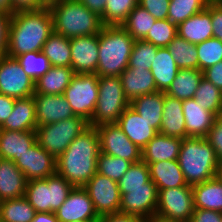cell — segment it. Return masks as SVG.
<instances>
[{"instance_id":"obj_13","label":"cell","mask_w":222,"mask_h":222,"mask_svg":"<svg viewBox=\"0 0 222 222\" xmlns=\"http://www.w3.org/2000/svg\"><path fill=\"white\" fill-rule=\"evenodd\" d=\"M96 130L100 140V152L132 163L142 160V151L130 141L116 123L98 125Z\"/></svg>"},{"instance_id":"obj_6","label":"cell","mask_w":222,"mask_h":222,"mask_svg":"<svg viewBox=\"0 0 222 222\" xmlns=\"http://www.w3.org/2000/svg\"><path fill=\"white\" fill-rule=\"evenodd\" d=\"M99 95L89 126L116 123L130 102L124 95L119 76H99Z\"/></svg>"},{"instance_id":"obj_30","label":"cell","mask_w":222,"mask_h":222,"mask_svg":"<svg viewBox=\"0 0 222 222\" xmlns=\"http://www.w3.org/2000/svg\"><path fill=\"white\" fill-rule=\"evenodd\" d=\"M150 71L153 75L157 91L166 92L177 76L179 68L170 51L164 47L158 48Z\"/></svg>"},{"instance_id":"obj_29","label":"cell","mask_w":222,"mask_h":222,"mask_svg":"<svg viewBox=\"0 0 222 222\" xmlns=\"http://www.w3.org/2000/svg\"><path fill=\"white\" fill-rule=\"evenodd\" d=\"M75 75L71 67L51 68L35 81L34 94L62 95Z\"/></svg>"},{"instance_id":"obj_48","label":"cell","mask_w":222,"mask_h":222,"mask_svg":"<svg viewBox=\"0 0 222 222\" xmlns=\"http://www.w3.org/2000/svg\"><path fill=\"white\" fill-rule=\"evenodd\" d=\"M205 138L214 148L217 156L220 157L222 155V116L215 118Z\"/></svg>"},{"instance_id":"obj_10","label":"cell","mask_w":222,"mask_h":222,"mask_svg":"<svg viewBox=\"0 0 222 222\" xmlns=\"http://www.w3.org/2000/svg\"><path fill=\"white\" fill-rule=\"evenodd\" d=\"M98 78L97 74H75L63 94L74 115L88 122L92 118L98 100Z\"/></svg>"},{"instance_id":"obj_1","label":"cell","mask_w":222,"mask_h":222,"mask_svg":"<svg viewBox=\"0 0 222 222\" xmlns=\"http://www.w3.org/2000/svg\"><path fill=\"white\" fill-rule=\"evenodd\" d=\"M100 140L96 127L89 126L56 159V173L73 187H84L97 173Z\"/></svg>"},{"instance_id":"obj_28","label":"cell","mask_w":222,"mask_h":222,"mask_svg":"<svg viewBox=\"0 0 222 222\" xmlns=\"http://www.w3.org/2000/svg\"><path fill=\"white\" fill-rule=\"evenodd\" d=\"M151 181L158 191L167 188L184 187L187 184L178 160L160 161L147 164Z\"/></svg>"},{"instance_id":"obj_58","label":"cell","mask_w":222,"mask_h":222,"mask_svg":"<svg viewBox=\"0 0 222 222\" xmlns=\"http://www.w3.org/2000/svg\"><path fill=\"white\" fill-rule=\"evenodd\" d=\"M0 10L10 14V0H0Z\"/></svg>"},{"instance_id":"obj_43","label":"cell","mask_w":222,"mask_h":222,"mask_svg":"<svg viewBox=\"0 0 222 222\" xmlns=\"http://www.w3.org/2000/svg\"><path fill=\"white\" fill-rule=\"evenodd\" d=\"M24 72L34 81L43 76L50 68V61L41 51L28 52L16 57Z\"/></svg>"},{"instance_id":"obj_4","label":"cell","mask_w":222,"mask_h":222,"mask_svg":"<svg viewBox=\"0 0 222 222\" xmlns=\"http://www.w3.org/2000/svg\"><path fill=\"white\" fill-rule=\"evenodd\" d=\"M48 8L52 15L53 31L66 38L99 34L104 27L101 17L79 0H59Z\"/></svg>"},{"instance_id":"obj_33","label":"cell","mask_w":222,"mask_h":222,"mask_svg":"<svg viewBox=\"0 0 222 222\" xmlns=\"http://www.w3.org/2000/svg\"><path fill=\"white\" fill-rule=\"evenodd\" d=\"M202 77L203 72L199 69H179L165 94L179 100L194 98Z\"/></svg>"},{"instance_id":"obj_57","label":"cell","mask_w":222,"mask_h":222,"mask_svg":"<svg viewBox=\"0 0 222 222\" xmlns=\"http://www.w3.org/2000/svg\"><path fill=\"white\" fill-rule=\"evenodd\" d=\"M32 222H59L54 212H36Z\"/></svg>"},{"instance_id":"obj_61","label":"cell","mask_w":222,"mask_h":222,"mask_svg":"<svg viewBox=\"0 0 222 222\" xmlns=\"http://www.w3.org/2000/svg\"><path fill=\"white\" fill-rule=\"evenodd\" d=\"M75 222H99V220H78Z\"/></svg>"},{"instance_id":"obj_50","label":"cell","mask_w":222,"mask_h":222,"mask_svg":"<svg viewBox=\"0 0 222 222\" xmlns=\"http://www.w3.org/2000/svg\"><path fill=\"white\" fill-rule=\"evenodd\" d=\"M189 222H222V212L195 208Z\"/></svg>"},{"instance_id":"obj_37","label":"cell","mask_w":222,"mask_h":222,"mask_svg":"<svg viewBox=\"0 0 222 222\" xmlns=\"http://www.w3.org/2000/svg\"><path fill=\"white\" fill-rule=\"evenodd\" d=\"M166 48L179 69H198V52L195 44L177 35Z\"/></svg>"},{"instance_id":"obj_56","label":"cell","mask_w":222,"mask_h":222,"mask_svg":"<svg viewBox=\"0 0 222 222\" xmlns=\"http://www.w3.org/2000/svg\"><path fill=\"white\" fill-rule=\"evenodd\" d=\"M90 11L98 14L100 17L104 13L107 0H79Z\"/></svg>"},{"instance_id":"obj_44","label":"cell","mask_w":222,"mask_h":222,"mask_svg":"<svg viewBox=\"0 0 222 222\" xmlns=\"http://www.w3.org/2000/svg\"><path fill=\"white\" fill-rule=\"evenodd\" d=\"M198 52V69H205L222 61V42L217 38H210L206 41L196 44Z\"/></svg>"},{"instance_id":"obj_17","label":"cell","mask_w":222,"mask_h":222,"mask_svg":"<svg viewBox=\"0 0 222 222\" xmlns=\"http://www.w3.org/2000/svg\"><path fill=\"white\" fill-rule=\"evenodd\" d=\"M15 164L27 181L45 179L56 173V159L46 152L38 142L21 154Z\"/></svg>"},{"instance_id":"obj_41","label":"cell","mask_w":222,"mask_h":222,"mask_svg":"<svg viewBox=\"0 0 222 222\" xmlns=\"http://www.w3.org/2000/svg\"><path fill=\"white\" fill-rule=\"evenodd\" d=\"M131 165L132 162L126 159L109 156L102 152L97 157V173L117 182L124 176Z\"/></svg>"},{"instance_id":"obj_14","label":"cell","mask_w":222,"mask_h":222,"mask_svg":"<svg viewBox=\"0 0 222 222\" xmlns=\"http://www.w3.org/2000/svg\"><path fill=\"white\" fill-rule=\"evenodd\" d=\"M84 188L99 217L119 212L121 194L117 181L96 173Z\"/></svg>"},{"instance_id":"obj_2","label":"cell","mask_w":222,"mask_h":222,"mask_svg":"<svg viewBox=\"0 0 222 222\" xmlns=\"http://www.w3.org/2000/svg\"><path fill=\"white\" fill-rule=\"evenodd\" d=\"M53 32L48 7L13 13L8 24L6 55L16 58L24 53L41 51Z\"/></svg>"},{"instance_id":"obj_31","label":"cell","mask_w":222,"mask_h":222,"mask_svg":"<svg viewBox=\"0 0 222 222\" xmlns=\"http://www.w3.org/2000/svg\"><path fill=\"white\" fill-rule=\"evenodd\" d=\"M130 106L159 133L164 110V92L142 95L130 102Z\"/></svg>"},{"instance_id":"obj_27","label":"cell","mask_w":222,"mask_h":222,"mask_svg":"<svg viewBox=\"0 0 222 222\" xmlns=\"http://www.w3.org/2000/svg\"><path fill=\"white\" fill-rule=\"evenodd\" d=\"M183 100L171 97L164 92V110L159 133L165 136L187 138Z\"/></svg>"},{"instance_id":"obj_8","label":"cell","mask_w":222,"mask_h":222,"mask_svg":"<svg viewBox=\"0 0 222 222\" xmlns=\"http://www.w3.org/2000/svg\"><path fill=\"white\" fill-rule=\"evenodd\" d=\"M88 127L89 122L79 116L37 126V142L46 152L57 159L69 144Z\"/></svg>"},{"instance_id":"obj_32","label":"cell","mask_w":222,"mask_h":222,"mask_svg":"<svg viewBox=\"0 0 222 222\" xmlns=\"http://www.w3.org/2000/svg\"><path fill=\"white\" fill-rule=\"evenodd\" d=\"M194 208L222 212V182L216 176L192 186Z\"/></svg>"},{"instance_id":"obj_15","label":"cell","mask_w":222,"mask_h":222,"mask_svg":"<svg viewBox=\"0 0 222 222\" xmlns=\"http://www.w3.org/2000/svg\"><path fill=\"white\" fill-rule=\"evenodd\" d=\"M54 213L59 222L99 220L100 218L84 187H73L67 199Z\"/></svg>"},{"instance_id":"obj_49","label":"cell","mask_w":222,"mask_h":222,"mask_svg":"<svg viewBox=\"0 0 222 222\" xmlns=\"http://www.w3.org/2000/svg\"><path fill=\"white\" fill-rule=\"evenodd\" d=\"M211 24L213 38L222 42V3H211Z\"/></svg>"},{"instance_id":"obj_55","label":"cell","mask_w":222,"mask_h":222,"mask_svg":"<svg viewBox=\"0 0 222 222\" xmlns=\"http://www.w3.org/2000/svg\"><path fill=\"white\" fill-rule=\"evenodd\" d=\"M15 99L0 93V126L11 115Z\"/></svg>"},{"instance_id":"obj_42","label":"cell","mask_w":222,"mask_h":222,"mask_svg":"<svg viewBox=\"0 0 222 222\" xmlns=\"http://www.w3.org/2000/svg\"><path fill=\"white\" fill-rule=\"evenodd\" d=\"M159 47L144 40H135L128 67L133 69H150L153 59H155Z\"/></svg>"},{"instance_id":"obj_24","label":"cell","mask_w":222,"mask_h":222,"mask_svg":"<svg viewBox=\"0 0 222 222\" xmlns=\"http://www.w3.org/2000/svg\"><path fill=\"white\" fill-rule=\"evenodd\" d=\"M37 142L36 131L0 129V158L15 162Z\"/></svg>"},{"instance_id":"obj_53","label":"cell","mask_w":222,"mask_h":222,"mask_svg":"<svg viewBox=\"0 0 222 222\" xmlns=\"http://www.w3.org/2000/svg\"><path fill=\"white\" fill-rule=\"evenodd\" d=\"M11 14L0 10V57L6 55L7 32Z\"/></svg>"},{"instance_id":"obj_59","label":"cell","mask_w":222,"mask_h":222,"mask_svg":"<svg viewBox=\"0 0 222 222\" xmlns=\"http://www.w3.org/2000/svg\"><path fill=\"white\" fill-rule=\"evenodd\" d=\"M59 0H40V2L45 6L49 7L55 3H57Z\"/></svg>"},{"instance_id":"obj_22","label":"cell","mask_w":222,"mask_h":222,"mask_svg":"<svg viewBox=\"0 0 222 222\" xmlns=\"http://www.w3.org/2000/svg\"><path fill=\"white\" fill-rule=\"evenodd\" d=\"M26 183L15 162L0 158V202L25 196Z\"/></svg>"},{"instance_id":"obj_19","label":"cell","mask_w":222,"mask_h":222,"mask_svg":"<svg viewBox=\"0 0 222 222\" xmlns=\"http://www.w3.org/2000/svg\"><path fill=\"white\" fill-rule=\"evenodd\" d=\"M116 124L141 151L158 132L150 126L130 105L124 110Z\"/></svg>"},{"instance_id":"obj_62","label":"cell","mask_w":222,"mask_h":222,"mask_svg":"<svg viewBox=\"0 0 222 222\" xmlns=\"http://www.w3.org/2000/svg\"><path fill=\"white\" fill-rule=\"evenodd\" d=\"M217 177L221 180L222 182V169L219 170Z\"/></svg>"},{"instance_id":"obj_47","label":"cell","mask_w":222,"mask_h":222,"mask_svg":"<svg viewBox=\"0 0 222 222\" xmlns=\"http://www.w3.org/2000/svg\"><path fill=\"white\" fill-rule=\"evenodd\" d=\"M170 0H138V5L146 9L156 20L167 19Z\"/></svg>"},{"instance_id":"obj_63","label":"cell","mask_w":222,"mask_h":222,"mask_svg":"<svg viewBox=\"0 0 222 222\" xmlns=\"http://www.w3.org/2000/svg\"><path fill=\"white\" fill-rule=\"evenodd\" d=\"M220 169H222V155L219 157Z\"/></svg>"},{"instance_id":"obj_16","label":"cell","mask_w":222,"mask_h":222,"mask_svg":"<svg viewBox=\"0 0 222 222\" xmlns=\"http://www.w3.org/2000/svg\"><path fill=\"white\" fill-rule=\"evenodd\" d=\"M71 68L75 74H95L99 60L98 34L70 39Z\"/></svg>"},{"instance_id":"obj_60","label":"cell","mask_w":222,"mask_h":222,"mask_svg":"<svg viewBox=\"0 0 222 222\" xmlns=\"http://www.w3.org/2000/svg\"><path fill=\"white\" fill-rule=\"evenodd\" d=\"M208 3H222V0H206Z\"/></svg>"},{"instance_id":"obj_9","label":"cell","mask_w":222,"mask_h":222,"mask_svg":"<svg viewBox=\"0 0 222 222\" xmlns=\"http://www.w3.org/2000/svg\"><path fill=\"white\" fill-rule=\"evenodd\" d=\"M194 209L192 186L162 189L158 191L155 221L189 222Z\"/></svg>"},{"instance_id":"obj_25","label":"cell","mask_w":222,"mask_h":222,"mask_svg":"<svg viewBox=\"0 0 222 222\" xmlns=\"http://www.w3.org/2000/svg\"><path fill=\"white\" fill-rule=\"evenodd\" d=\"M181 138L156 134L142 149V161L146 164L178 160Z\"/></svg>"},{"instance_id":"obj_39","label":"cell","mask_w":222,"mask_h":222,"mask_svg":"<svg viewBox=\"0 0 222 222\" xmlns=\"http://www.w3.org/2000/svg\"><path fill=\"white\" fill-rule=\"evenodd\" d=\"M207 5L206 0H170L167 19L178 26L192 15L206 9Z\"/></svg>"},{"instance_id":"obj_5","label":"cell","mask_w":222,"mask_h":222,"mask_svg":"<svg viewBox=\"0 0 222 222\" xmlns=\"http://www.w3.org/2000/svg\"><path fill=\"white\" fill-rule=\"evenodd\" d=\"M134 39L121 25H104L98 34V76H120L128 67Z\"/></svg>"},{"instance_id":"obj_11","label":"cell","mask_w":222,"mask_h":222,"mask_svg":"<svg viewBox=\"0 0 222 222\" xmlns=\"http://www.w3.org/2000/svg\"><path fill=\"white\" fill-rule=\"evenodd\" d=\"M0 93L16 99L35 93V81L28 76L14 57H0Z\"/></svg>"},{"instance_id":"obj_52","label":"cell","mask_w":222,"mask_h":222,"mask_svg":"<svg viewBox=\"0 0 222 222\" xmlns=\"http://www.w3.org/2000/svg\"><path fill=\"white\" fill-rule=\"evenodd\" d=\"M203 77L222 91V61L205 69Z\"/></svg>"},{"instance_id":"obj_36","label":"cell","mask_w":222,"mask_h":222,"mask_svg":"<svg viewBox=\"0 0 222 222\" xmlns=\"http://www.w3.org/2000/svg\"><path fill=\"white\" fill-rule=\"evenodd\" d=\"M156 19L148 11L137 5L121 25L134 40H143L151 31Z\"/></svg>"},{"instance_id":"obj_20","label":"cell","mask_w":222,"mask_h":222,"mask_svg":"<svg viewBox=\"0 0 222 222\" xmlns=\"http://www.w3.org/2000/svg\"><path fill=\"white\" fill-rule=\"evenodd\" d=\"M177 35L192 44H199L213 38L211 24V3L203 11L192 15L177 26Z\"/></svg>"},{"instance_id":"obj_54","label":"cell","mask_w":222,"mask_h":222,"mask_svg":"<svg viewBox=\"0 0 222 222\" xmlns=\"http://www.w3.org/2000/svg\"><path fill=\"white\" fill-rule=\"evenodd\" d=\"M99 222H148V221L138 216L118 212L100 217Z\"/></svg>"},{"instance_id":"obj_18","label":"cell","mask_w":222,"mask_h":222,"mask_svg":"<svg viewBox=\"0 0 222 222\" xmlns=\"http://www.w3.org/2000/svg\"><path fill=\"white\" fill-rule=\"evenodd\" d=\"M37 126L60 122L74 117L64 95L34 94Z\"/></svg>"},{"instance_id":"obj_23","label":"cell","mask_w":222,"mask_h":222,"mask_svg":"<svg viewBox=\"0 0 222 222\" xmlns=\"http://www.w3.org/2000/svg\"><path fill=\"white\" fill-rule=\"evenodd\" d=\"M187 137H206L216 116L198 105L194 98L183 100Z\"/></svg>"},{"instance_id":"obj_26","label":"cell","mask_w":222,"mask_h":222,"mask_svg":"<svg viewBox=\"0 0 222 222\" xmlns=\"http://www.w3.org/2000/svg\"><path fill=\"white\" fill-rule=\"evenodd\" d=\"M37 119L33 96L15 99L11 115L0 126L1 130L36 131Z\"/></svg>"},{"instance_id":"obj_40","label":"cell","mask_w":222,"mask_h":222,"mask_svg":"<svg viewBox=\"0 0 222 222\" xmlns=\"http://www.w3.org/2000/svg\"><path fill=\"white\" fill-rule=\"evenodd\" d=\"M138 5V0H107L101 16L104 25H122L129 13Z\"/></svg>"},{"instance_id":"obj_21","label":"cell","mask_w":222,"mask_h":222,"mask_svg":"<svg viewBox=\"0 0 222 222\" xmlns=\"http://www.w3.org/2000/svg\"><path fill=\"white\" fill-rule=\"evenodd\" d=\"M120 79L124 95L129 102L142 95L157 92V87L150 69H133L127 67Z\"/></svg>"},{"instance_id":"obj_46","label":"cell","mask_w":222,"mask_h":222,"mask_svg":"<svg viewBox=\"0 0 222 222\" xmlns=\"http://www.w3.org/2000/svg\"><path fill=\"white\" fill-rule=\"evenodd\" d=\"M150 180L149 168L144 161L132 163L124 176L119 180V188H147Z\"/></svg>"},{"instance_id":"obj_45","label":"cell","mask_w":222,"mask_h":222,"mask_svg":"<svg viewBox=\"0 0 222 222\" xmlns=\"http://www.w3.org/2000/svg\"><path fill=\"white\" fill-rule=\"evenodd\" d=\"M177 36V26L168 19L156 20L151 31L143 39L159 48L167 47Z\"/></svg>"},{"instance_id":"obj_7","label":"cell","mask_w":222,"mask_h":222,"mask_svg":"<svg viewBox=\"0 0 222 222\" xmlns=\"http://www.w3.org/2000/svg\"><path fill=\"white\" fill-rule=\"evenodd\" d=\"M73 186L55 173L45 179L27 181L25 198L36 212H55L67 199Z\"/></svg>"},{"instance_id":"obj_34","label":"cell","mask_w":222,"mask_h":222,"mask_svg":"<svg viewBox=\"0 0 222 222\" xmlns=\"http://www.w3.org/2000/svg\"><path fill=\"white\" fill-rule=\"evenodd\" d=\"M41 52L51 66L71 67L70 39L53 32L44 43Z\"/></svg>"},{"instance_id":"obj_35","label":"cell","mask_w":222,"mask_h":222,"mask_svg":"<svg viewBox=\"0 0 222 222\" xmlns=\"http://www.w3.org/2000/svg\"><path fill=\"white\" fill-rule=\"evenodd\" d=\"M2 222H32L35 209L25 198H14L0 202Z\"/></svg>"},{"instance_id":"obj_3","label":"cell","mask_w":222,"mask_h":222,"mask_svg":"<svg viewBox=\"0 0 222 222\" xmlns=\"http://www.w3.org/2000/svg\"><path fill=\"white\" fill-rule=\"evenodd\" d=\"M178 162L190 186L216 177L220 170L219 157L205 137L184 138Z\"/></svg>"},{"instance_id":"obj_38","label":"cell","mask_w":222,"mask_h":222,"mask_svg":"<svg viewBox=\"0 0 222 222\" xmlns=\"http://www.w3.org/2000/svg\"><path fill=\"white\" fill-rule=\"evenodd\" d=\"M194 99L199 106L216 117L222 116V91L204 77L199 83Z\"/></svg>"},{"instance_id":"obj_12","label":"cell","mask_w":222,"mask_h":222,"mask_svg":"<svg viewBox=\"0 0 222 222\" xmlns=\"http://www.w3.org/2000/svg\"><path fill=\"white\" fill-rule=\"evenodd\" d=\"M121 204L119 212L141 217L148 222L155 220L158 189L151 181L147 188H119Z\"/></svg>"},{"instance_id":"obj_51","label":"cell","mask_w":222,"mask_h":222,"mask_svg":"<svg viewBox=\"0 0 222 222\" xmlns=\"http://www.w3.org/2000/svg\"><path fill=\"white\" fill-rule=\"evenodd\" d=\"M45 6L40 0H10V14L20 11H34L43 9Z\"/></svg>"}]
</instances>
